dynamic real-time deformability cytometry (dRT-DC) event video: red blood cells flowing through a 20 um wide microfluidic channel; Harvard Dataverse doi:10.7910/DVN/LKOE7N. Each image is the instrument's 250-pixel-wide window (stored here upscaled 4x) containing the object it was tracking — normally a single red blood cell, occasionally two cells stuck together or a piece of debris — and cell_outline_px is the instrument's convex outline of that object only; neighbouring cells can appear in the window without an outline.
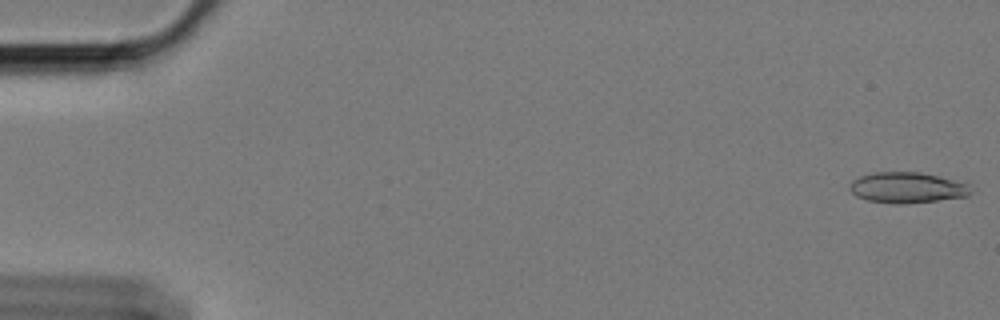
{"species": "Egyptian fruit bat (a non-hibernating species)", "species_latin": "Rousettus aegyptiacus", "temperature_condition": "cold", "stored_images_in_passage": 15, "camera_frame_rate_fps": 3000, "um_per_image_px": 0.085, "animal": {"sex": "female"}, "frame": {"image": 1, "passage_image": 1, "time_ms": 0.0, "image_size_px": [1000, 320], "cell_outline_px": [[968, 196], [936, 200], [900, 204], [896, 204], [868, 200], [856, 196], [848, 188], [848, 184], [852, 180], [860, 176], [872, 172], [920, 172], [968, 184]], "centroid_in_image_um": [77.0, 15.94], "position_along_channel_um": 8.0, "area_um2": 21.33}}